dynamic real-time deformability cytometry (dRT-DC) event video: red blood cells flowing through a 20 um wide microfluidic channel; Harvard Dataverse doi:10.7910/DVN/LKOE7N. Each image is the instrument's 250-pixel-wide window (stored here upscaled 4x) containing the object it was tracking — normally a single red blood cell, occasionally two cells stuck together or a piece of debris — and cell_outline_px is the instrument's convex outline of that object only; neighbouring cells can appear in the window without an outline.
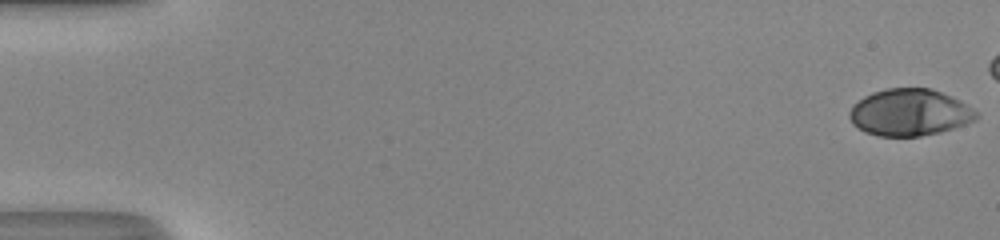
{"species": "human", "species_latin": "Homo sapiens", "temperature_condition": "room temperature", "stored_images_in_passage": 47, "camera_frame_rate_fps": 3000, "um_per_image_px": 0.085, "donor": {"sex": "male"}, "frame": {"image": 1, "passage_image": 1, "time_ms": 0.0, "image_size_px": [1000, 240], "cell_outline_px": [[980, 116], [976, 120], [940, 132], [920, 136], [880, 136], [864, 132], [852, 124], [848, 116], [848, 112], [852, 104], [864, 96], [872, 92], [888, 88], [932, 88], [960, 100], [972, 108]], "centroid_in_image_um": [77.28, 9.55], "position_along_channel_um": 7.7, "area_um2": 34.8}}
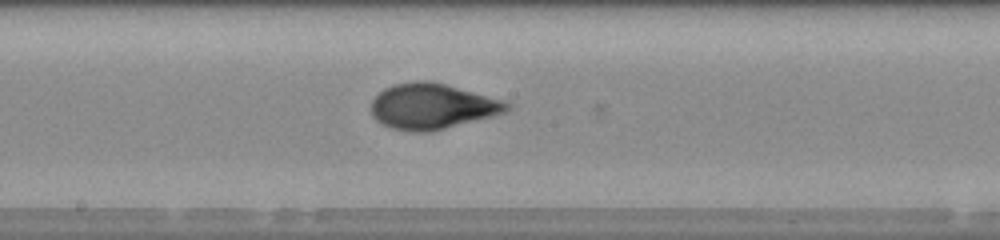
{"frame": {"image": 2, "passage_image": 29, "time_ms": 9.333, "image_size_px": [1000, 240], "cell_outline_px": [[512, 104], [504, 112], [492, 116], [428, 132], [412, 132], [392, 128], [376, 120], [372, 116], [372, 100], [384, 88], [392, 84], [416, 80], [428, 80], [444, 84], [504, 100]], "centroid_in_image_um": [36.71, 9.02], "position_along_channel_um": 211.5, "area_um2": 35.72}}
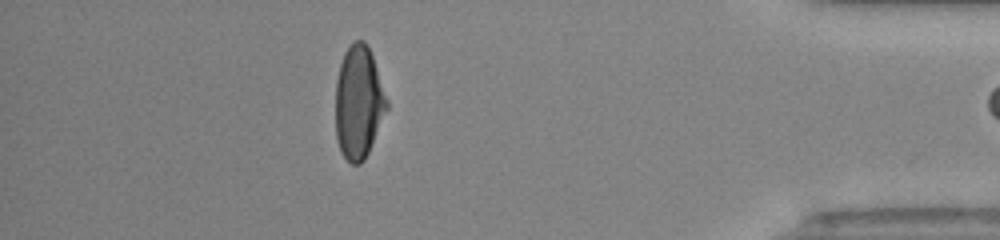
{"frame": {"image": 3, "passage_image": 46, "time_ms": 15.0, "image_size_px": [1000, 240], "cell_outline_px": [[388, 108], [368, 152], [364, 160], [360, 164], [352, 164], [340, 152], [336, 140], [336, 80], [340, 64], [344, 52], [352, 40], [364, 40], [368, 44], [388, 100]], "centroid_in_image_um": [30.47, 8.68], "position_along_channel_um": 404.7, "area_um2": 33.87}}